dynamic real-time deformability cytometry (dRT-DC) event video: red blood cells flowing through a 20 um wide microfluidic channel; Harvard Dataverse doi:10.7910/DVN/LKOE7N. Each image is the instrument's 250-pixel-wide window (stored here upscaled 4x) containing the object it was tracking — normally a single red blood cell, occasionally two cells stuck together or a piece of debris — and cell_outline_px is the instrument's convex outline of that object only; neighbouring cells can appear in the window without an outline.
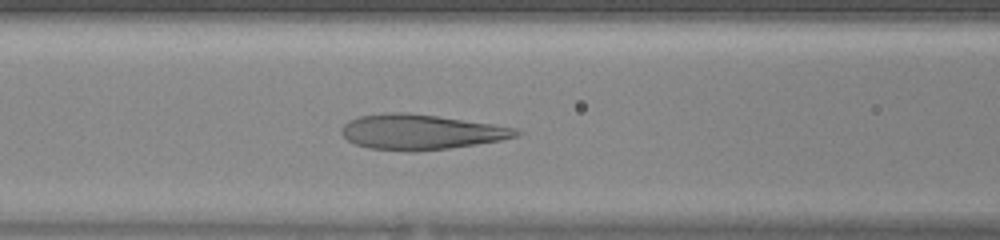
{"species": "human", "species_latin": "Homo sapiens", "temperature_condition": "warm", "stored_images_in_passage": 40, "camera_frame_rate_fps": 3000, "um_per_image_px": 0.085, "donor": {"sex": "female"}, "frame": {"image": 1, "passage_image": 15, "time_ms": 4.667, "image_size_px": [1000, 240], "cell_outline_px": [[524, 132], [520, 136], [500, 140], [476, 144], [448, 148], [416, 152], [368, 148], [356, 144], [348, 140], [340, 132], [340, 128], [348, 120], [360, 116], [388, 112], [408, 112], [492, 124], [516, 128]], "centroid_in_image_um": [35.76, 11.22], "position_along_channel_um": 130.8, "area_um2": 35.78}}
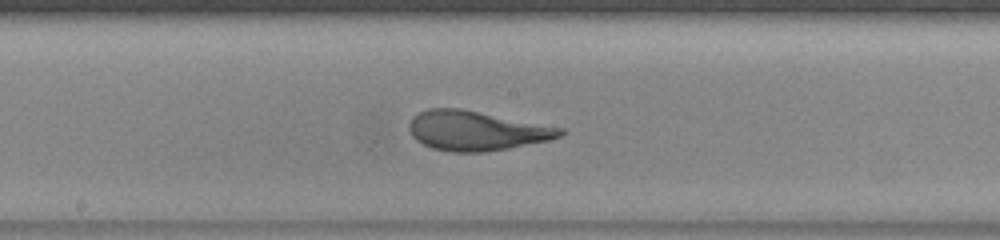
{"frame": {"image": 2, "passage_image": 20, "time_ms": 6.333, "image_size_px": [1000, 240], "cell_outline_px": [[568, 132], [560, 136], [548, 140], [508, 148], [484, 152], [452, 152], [432, 148], [416, 140], [412, 136], [408, 128], [408, 124], [412, 116], [428, 108], [460, 108], [564, 128]], "centroid_in_image_um": [40.47, 11.1], "position_along_channel_um": 207.7, "area_um2": 34.8}}
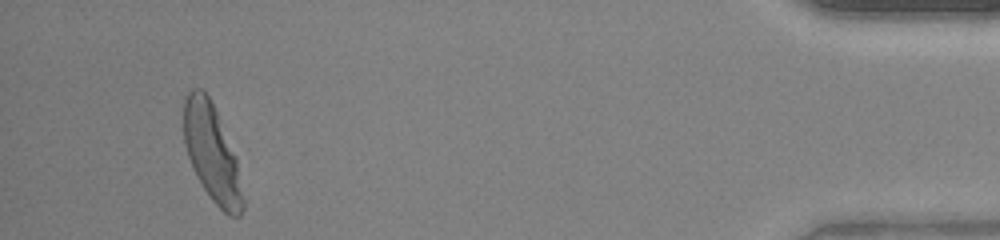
{"frame": {"image": 3, "passage_image": 38, "time_ms": 12.333, "image_size_px": [1000, 240], "cell_outline_px": [[244, 208], [240, 216], [228, 216], [212, 200], [204, 188], [188, 156], [184, 144], [184, 96], [192, 88], [200, 88], [208, 96], [216, 112], [236, 156], [244, 200]], "centroid_in_image_um": [18.02, 13.02], "position_along_channel_um": 417.2, "area_um2": 32.95}}